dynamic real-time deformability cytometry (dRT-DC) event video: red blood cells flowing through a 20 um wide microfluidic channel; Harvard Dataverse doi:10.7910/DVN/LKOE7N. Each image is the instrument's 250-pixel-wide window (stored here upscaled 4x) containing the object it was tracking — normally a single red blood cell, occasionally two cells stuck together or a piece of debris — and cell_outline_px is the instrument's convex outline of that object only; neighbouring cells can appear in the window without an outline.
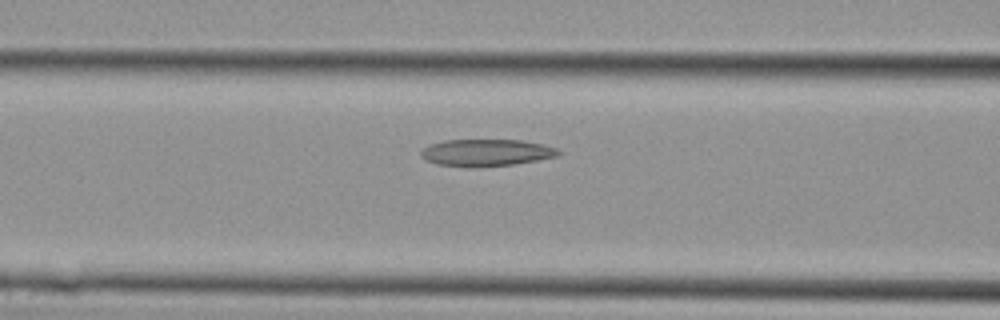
{"species": "Egyptian fruit bat (a non-hibernating species)", "species_latin": "Rousettus aegyptiacus", "temperature_condition": "cold", "stored_images_in_passage": 5, "camera_frame_rate_fps": 3000, "um_per_image_px": 0.085, "animal": {"sex": "female"}, "frame": {"image": 1, "passage_image": 5, "time_ms": 1.333, "image_size_px": [1000, 320], "cell_outline_px": [[560, 156], [512, 164], [472, 168], [468, 168], [436, 164], [424, 160], [420, 156], [420, 152], [428, 144], [444, 140], [520, 140], [540, 144], [556, 148], [560, 152]], "centroid_in_image_um": [41.25, 12.98], "position_along_channel_um": 125.3, "area_um2": 21.73}}